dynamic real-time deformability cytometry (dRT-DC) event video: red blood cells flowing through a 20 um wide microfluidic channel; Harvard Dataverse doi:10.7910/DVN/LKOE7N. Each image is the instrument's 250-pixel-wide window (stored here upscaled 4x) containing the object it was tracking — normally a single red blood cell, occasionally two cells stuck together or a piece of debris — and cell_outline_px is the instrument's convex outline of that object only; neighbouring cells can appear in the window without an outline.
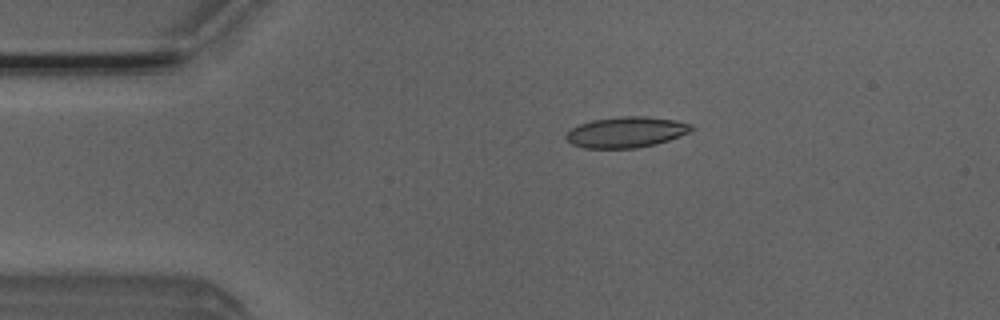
{"species": "Egyptian fruit bat (a non-hibernating species)", "species_latin": "Rousettus aegyptiacus", "temperature_condition": "room temperature", "stored_images_in_passage": 4, "camera_frame_rate_fps": 3000, "um_per_image_px": 0.085, "animal": {"sex": "male"}, "frame": {"image": 1, "passage_image": 1, "time_ms": 0.0, "image_size_px": [1000, 320], "cell_outline_px": [[696, 128], [680, 136], [656, 144], [636, 148], [584, 148], [572, 144], [564, 136], [572, 128], [580, 124], [592, 120], [620, 116], [648, 116], [676, 120], [692, 124]], "centroid_in_image_um": [53.25, 11.23], "position_along_channel_um": 31.7, "area_um2": 22.54}}
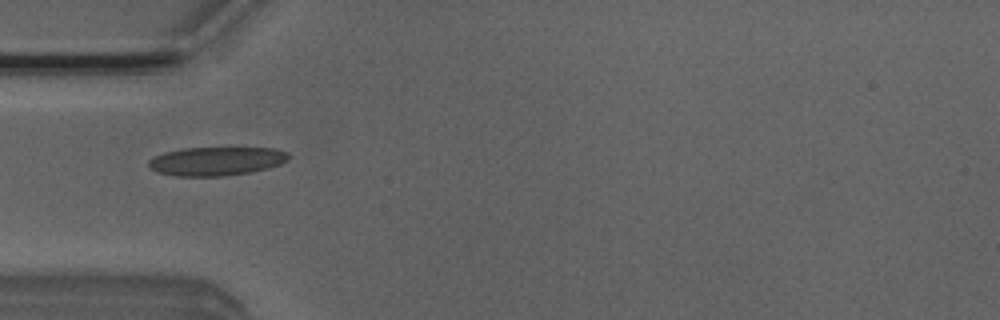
{"frame": {"image": 2, "passage_image": 2, "time_ms": 0.333, "image_size_px": [1000, 320], "cell_outline_px": [[288, 160], [280, 164], [268, 168], [252, 172], [224, 176], [176, 176], [156, 172], [148, 164], [148, 160], [152, 156], [164, 152], [184, 148], [276, 148], [288, 152]], "centroid_in_image_um": [18.38, 13.7], "position_along_channel_um": 66.6, "area_um2": 23.52}}